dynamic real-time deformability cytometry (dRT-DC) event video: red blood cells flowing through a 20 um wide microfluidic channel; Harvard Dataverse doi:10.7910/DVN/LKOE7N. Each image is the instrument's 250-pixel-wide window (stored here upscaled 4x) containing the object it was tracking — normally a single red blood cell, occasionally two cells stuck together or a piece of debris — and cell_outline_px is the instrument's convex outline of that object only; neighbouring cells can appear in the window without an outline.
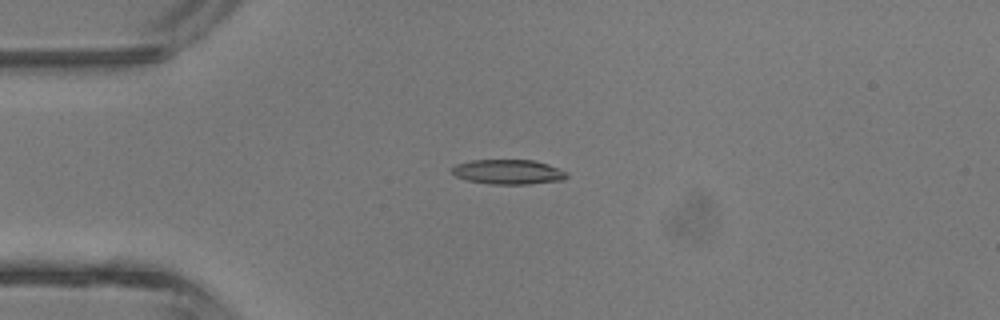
{"species": "common noctule bat (a hibernating species)", "species_latin": "Nyctalus noctula", "temperature_condition": "room temperature", "stored_images_in_passage": 2, "camera_frame_rate_fps": 3000, "um_per_image_px": 0.085, "animal": {"sex": "male", "body_mass_g": 13.3}, "frame": {"image": 1, "passage_image": 2, "time_ms": 1.667, "image_size_px": [1000, 320], "cell_outline_px": [[568, 176], [564, 180], [528, 184], [488, 184], [468, 180], [456, 176], [452, 172], [452, 168], [456, 164], [472, 160], [536, 160], [548, 164], [568, 172]], "centroid_in_image_um": [43.24, 14.61], "position_along_channel_um": 41.8, "area_um2": 16.59}}